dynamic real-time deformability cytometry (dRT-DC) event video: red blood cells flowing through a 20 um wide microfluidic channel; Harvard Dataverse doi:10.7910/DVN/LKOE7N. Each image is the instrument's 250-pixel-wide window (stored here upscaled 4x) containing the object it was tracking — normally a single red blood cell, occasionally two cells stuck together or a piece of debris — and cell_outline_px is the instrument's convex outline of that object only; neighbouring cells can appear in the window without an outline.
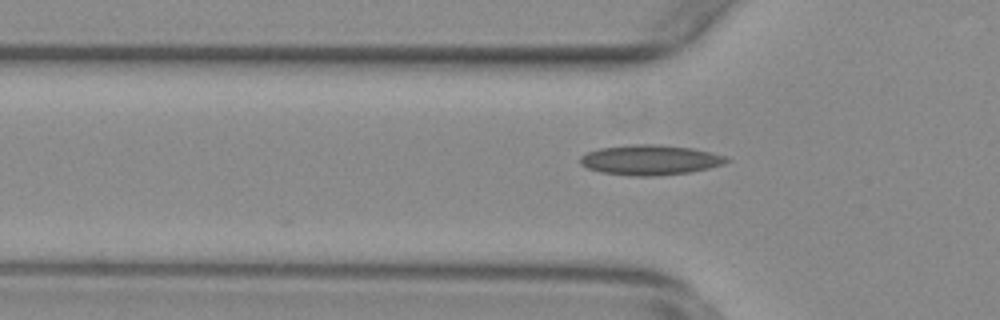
{"species": "common noctule bat (a hibernating species)", "species_latin": "Nyctalus noctula", "temperature_condition": "warm", "stored_images_in_passage": 31, "camera_frame_rate_fps": 3000, "um_per_image_px": 0.085, "animal": {"sex": "female", "body_mass_g": 29.2, "forearm_length_mm": 56.3}, "frame": {"image": 1, "passage_image": 2, "time_ms": 0.333, "image_size_px": [1000, 320], "cell_outline_px": [[732, 160], [724, 164], [708, 168], [688, 172], [656, 176], [628, 176], [600, 172], [588, 168], [580, 164], [580, 156], [588, 152], [600, 148], [628, 144], [660, 144], [692, 148], [724, 156]], "centroid_in_image_um": [55.23, 13.59], "position_along_channel_um": 70.6, "area_um2": 25.72}}
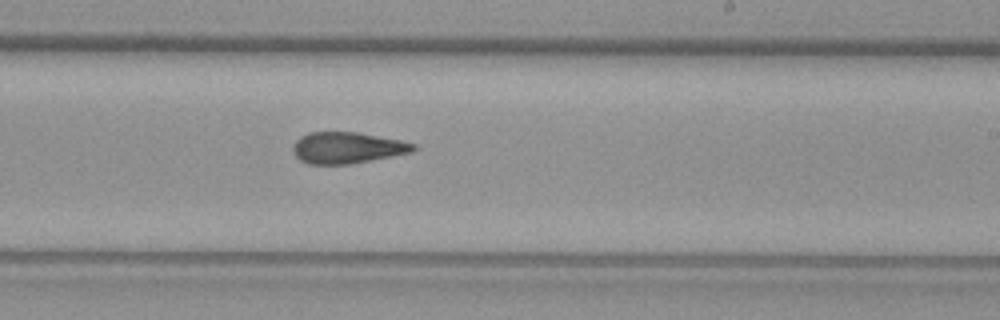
{"frame": {"image": 2, "passage_image": 17, "time_ms": 5.333, "image_size_px": [1000, 320], "cell_outline_px": [[420, 148], [412, 152], [352, 164], [308, 164], [300, 160], [292, 152], [292, 148], [296, 140], [300, 136], [308, 132], [356, 132], [400, 140], [416, 144]], "centroid_in_image_um": [29.52, 12.56], "position_along_channel_um": 259.5, "area_um2": 22.14}}
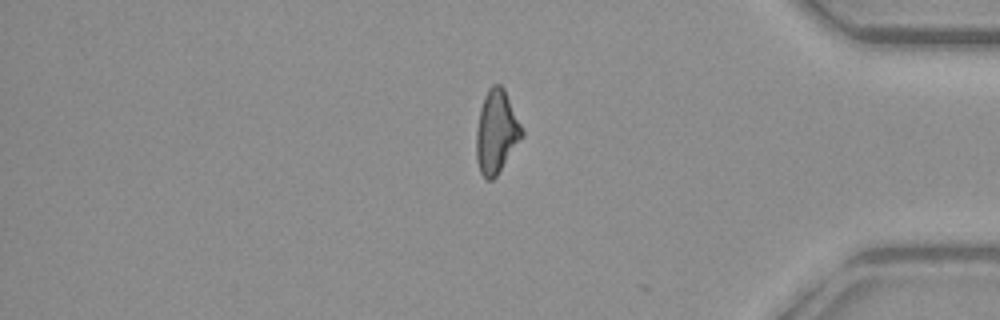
{"frame": {"image": 3, "passage_image": 30, "time_ms": 9.667, "image_size_px": [1000, 320], "cell_outline_px": [[524, 136], [496, 176], [492, 180], [488, 180], [480, 172], [476, 160], [476, 132], [480, 108], [484, 96], [488, 88], [492, 84], [500, 84], [504, 88], [524, 132]], "centroid_in_image_um": [42.19, 11.2], "position_along_channel_um": 393.0, "area_um2": 22.08}, "authors_computed_cell_mechanics": {"area_um2": 22.1952, "velocity_mm_per_s": 3.768, "shape_relaxation_time_tau1_ms": null, "shape_relaxation_time_tau2_ms": 3.8689, "deformation_change_tau1": null, "deformation_change_tau2": 0.1348}}